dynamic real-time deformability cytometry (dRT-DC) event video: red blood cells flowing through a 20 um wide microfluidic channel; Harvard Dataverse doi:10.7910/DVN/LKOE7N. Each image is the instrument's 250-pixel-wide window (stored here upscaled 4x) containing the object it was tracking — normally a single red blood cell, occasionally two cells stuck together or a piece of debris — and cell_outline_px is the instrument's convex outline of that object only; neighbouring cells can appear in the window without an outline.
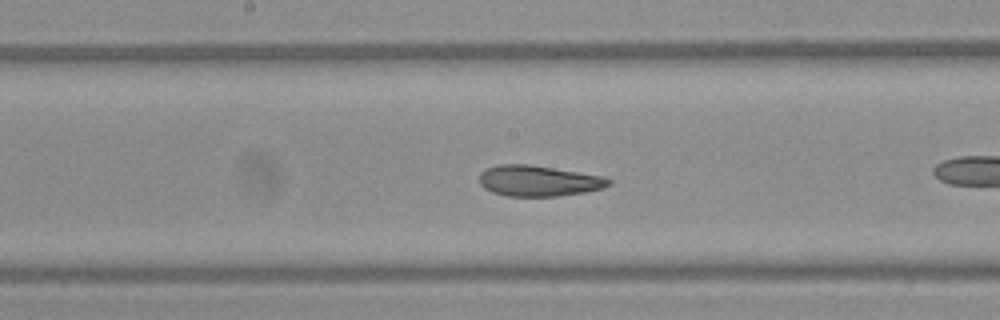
{"species": "Egyptian fruit bat (a non-hibernating species)", "species_latin": "Rousettus aegyptiacus", "temperature_condition": "warm", "stored_images_in_passage": 37, "camera_frame_rate_fps": 3000, "um_per_image_px": 0.085, "frame": {"image": 1, "passage_image": 11, "time_ms": 3.333, "image_size_px": [1000, 320], "cell_outline_px": [[612, 184], [604, 188], [584, 192], [556, 196], [508, 196], [492, 192], [484, 188], [480, 184], [480, 172], [496, 164], [532, 164], [604, 176], [612, 180]], "centroid_in_image_um": [45.8, 15.36], "position_along_channel_um": 202.4, "area_um2": 23.41}}